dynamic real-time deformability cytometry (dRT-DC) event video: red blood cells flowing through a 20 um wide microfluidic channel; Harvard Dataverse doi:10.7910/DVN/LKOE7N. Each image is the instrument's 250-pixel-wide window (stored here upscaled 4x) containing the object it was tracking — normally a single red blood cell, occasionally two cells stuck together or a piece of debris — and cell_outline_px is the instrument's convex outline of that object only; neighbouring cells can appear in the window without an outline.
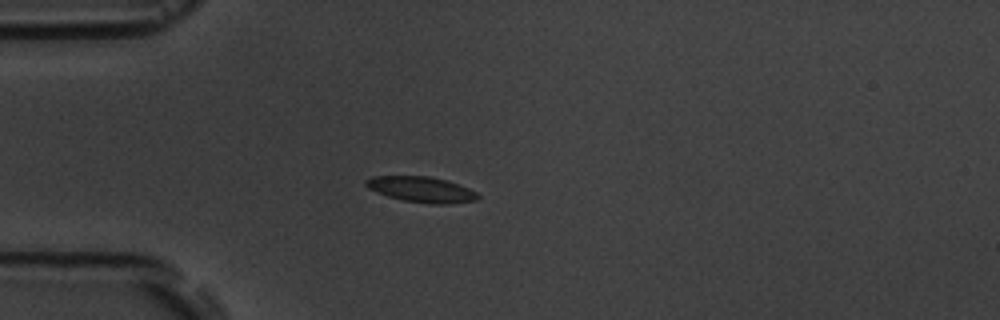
{"species": "common noctule bat (a hibernating species)", "species_latin": "Nyctalus noctula", "temperature_condition": "room temperature", "stored_images_in_passage": 6, "camera_frame_rate_fps": 3000, "um_per_image_px": 0.085, "animal": {"sex": "male", "body_mass_g": 19.5, "forearm_length_mm": 54.6}, "frame": {"image": 1, "passage_image": 3, "time_ms": 2.333, "image_size_px": [1000, 320], "cell_outline_px": [[480, 196], [476, 200], [452, 204], [432, 204], [404, 200], [388, 196], [376, 192], [368, 188], [364, 184], [364, 180], [372, 176], [428, 176], [444, 180], [468, 188], [476, 192]], "centroid_in_image_um": [35.79, 16.1], "position_along_channel_um": 49.2, "area_um2": 16.59}}
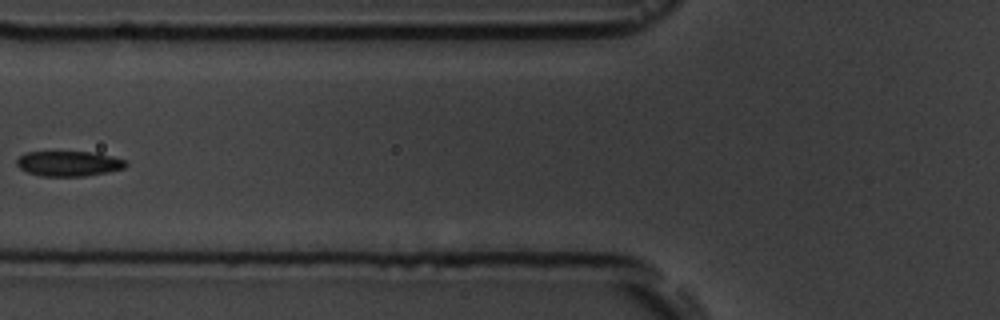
{"frame": {"image": 2, "passage_image": 5, "time_ms": 4.667, "image_size_px": [1000, 320], "cell_outline_px": [[128, 164], [124, 168], [108, 172], [84, 176], [40, 176], [28, 172], [20, 168], [16, 164], [16, 160], [24, 152], [96, 152], [112, 156], [124, 160]], "centroid_in_image_um": [5.84, 13.9], "position_along_channel_um": 120.0, "area_um2": 16.01}}
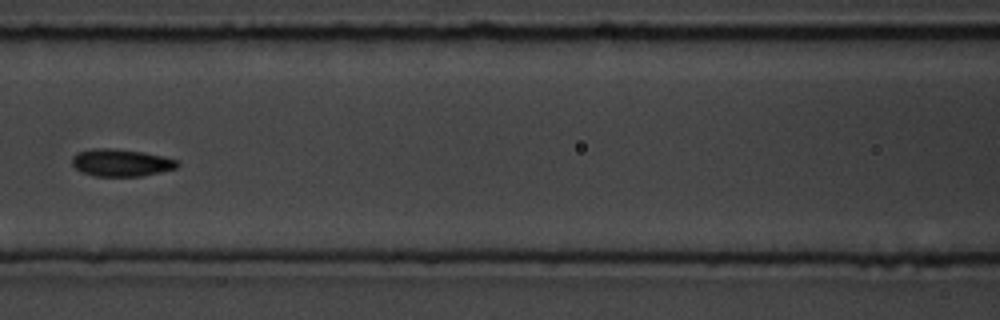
{"frame": {"image": 3, "passage_image": 6, "time_ms": 5.667, "image_size_px": [1000, 320], "cell_outline_px": [[180, 164], [176, 168], [160, 172], [140, 176], [92, 176], [76, 168], [72, 164], [72, 156], [76, 152], [96, 148], [112, 148], [144, 152], [164, 156], [176, 160]], "centroid_in_image_um": [10.29, 13.82], "position_along_channel_um": 156.3, "area_um2": 16.76}}